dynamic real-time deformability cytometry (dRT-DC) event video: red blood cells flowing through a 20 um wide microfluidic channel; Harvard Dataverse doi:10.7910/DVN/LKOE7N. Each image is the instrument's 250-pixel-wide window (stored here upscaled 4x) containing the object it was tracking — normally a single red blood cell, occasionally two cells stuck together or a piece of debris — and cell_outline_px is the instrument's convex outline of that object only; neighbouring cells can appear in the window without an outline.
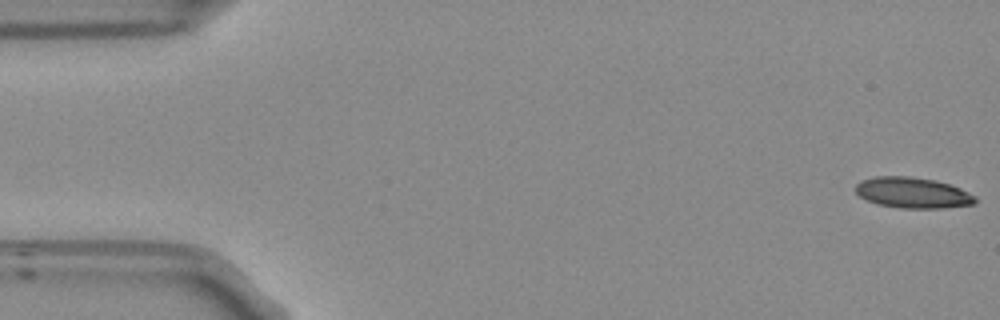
{"species": "Egyptian fruit bat (a non-hibernating species)", "species_latin": "Rousettus aegyptiacus", "temperature_condition": "room temperature", "stored_images_in_passage": 55, "camera_frame_rate_fps": 3000, "um_per_image_px": 0.085, "frame": {"image": 1, "passage_image": 1, "time_ms": 0.0, "image_size_px": [1000, 320], "cell_outline_px": [[976, 204], [944, 208], [900, 208], [876, 204], [860, 196], [856, 192], [856, 184], [860, 180], [876, 176], [908, 176], [936, 180], [960, 188], [976, 196]], "centroid_in_image_um": [77.59, 16.38], "position_along_channel_um": 7.4, "area_um2": 21.56}}
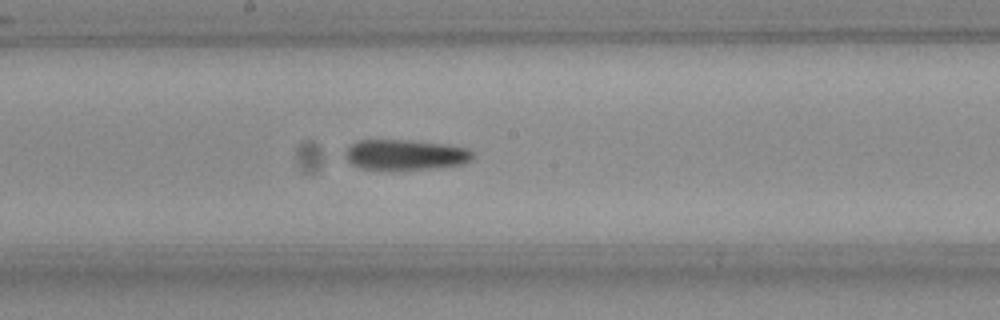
{"frame": {"image": 2, "passage_image": 28, "time_ms": 9.0, "image_size_px": [1000, 320], "cell_outline_px": [[472, 160], [464, 164], [436, 168], [360, 168], [352, 164], [344, 156], [348, 148], [352, 144], [360, 140], [412, 140], [440, 144], [464, 148], [472, 152]], "centroid_in_image_um": [34.45, 13.14], "position_along_channel_um": 213.7, "area_um2": 21.91}}
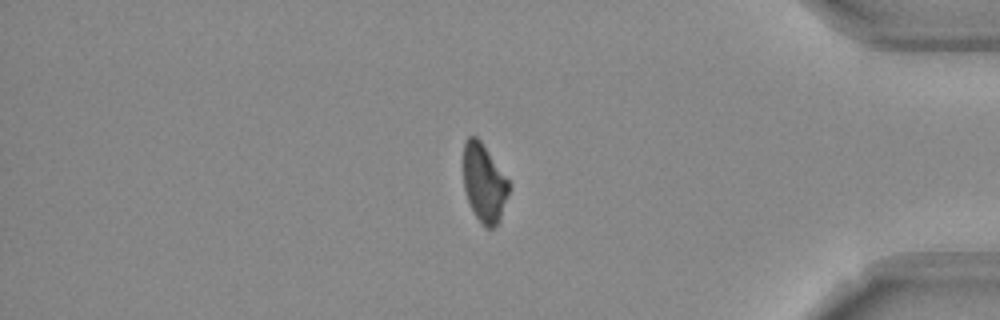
{"frame": {"image": 3, "passage_image": 45, "time_ms": 14.667, "image_size_px": [1000, 320], "cell_outline_px": [[512, 188], [500, 220], [492, 228], [484, 228], [476, 216], [468, 200], [464, 188], [464, 140], [468, 136], [476, 136], [480, 140], [512, 184]], "centroid_in_image_um": [41.19, 15.57], "position_along_channel_um": 394.0, "area_um2": 20.98}}